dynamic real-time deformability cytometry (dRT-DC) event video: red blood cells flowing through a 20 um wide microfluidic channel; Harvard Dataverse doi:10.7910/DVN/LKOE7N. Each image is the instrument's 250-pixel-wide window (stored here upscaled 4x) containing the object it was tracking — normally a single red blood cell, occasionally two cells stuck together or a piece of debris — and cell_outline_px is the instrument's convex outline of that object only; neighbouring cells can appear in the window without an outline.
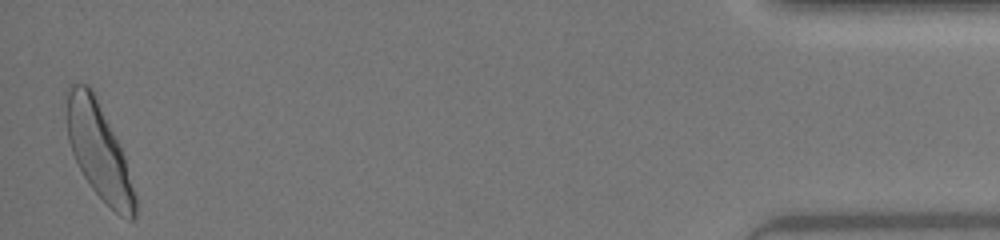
{"species": "human", "species_latin": "Homo sapiens", "temperature_condition": "warm", "stored_images_in_passage": 45, "camera_frame_rate_fps": 3000, "um_per_image_px": 0.085, "donor": {"sex": "female"}, "frame": {"image": 1, "passage_image": 45, "time_ms": 14.667, "image_size_px": [1000, 240], "cell_outline_px": [[136, 216], [132, 220], [128, 220], [120, 216], [88, 184], [72, 152], [68, 140], [64, 92], [68, 84], [88, 84], [92, 88], [124, 156], [136, 196]], "centroid_in_image_um": [8.36, 12.78], "position_along_channel_um": 426.8, "area_um2": 37.86}, "authors_computed_cell_mechanics": {"area_um2": 36.0094, "velocity_mm_per_s": 4.3818, "shape_relaxation_time_tau1_ms": 2.7067, "shape_relaxation_time_tau2_ms": 0.6978, "deformation_change_tau1": 0.1512, "deformation_change_tau2": 0.0654}}